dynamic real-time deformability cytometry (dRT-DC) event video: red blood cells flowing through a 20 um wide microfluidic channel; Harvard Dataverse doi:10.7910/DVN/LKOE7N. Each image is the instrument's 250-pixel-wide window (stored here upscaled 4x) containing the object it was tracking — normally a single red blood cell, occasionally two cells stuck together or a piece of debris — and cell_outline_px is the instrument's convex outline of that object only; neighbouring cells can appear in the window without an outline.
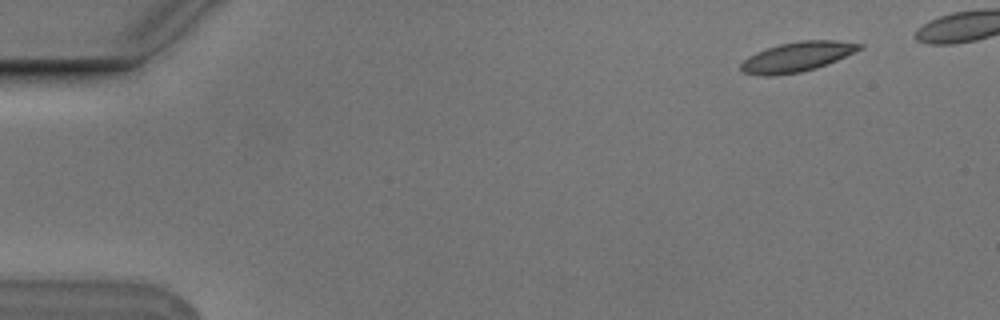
{"species": "Egyptian fruit bat (a non-hibernating species)", "species_latin": "Rousettus aegyptiacus", "temperature_condition": "cold", "stored_images_in_passage": 4, "segment_of_instrument_passage": [2, 2], "camera_frame_rate_fps": 3000, "um_per_image_px": 0.085, "animal": {"sex": "male"}, "frame": {"image": 1, "passage_image": 4, "time_ms": 1.0, "image_size_px": [1000, 320], "cell_outline_px": [[864, 48], [828, 64], [816, 68], [800, 72], [772, 76], [764, 76], [744, 72], [740, 68], [740, 64], [748, 56], [756, 52], [780, 44], [800, 40], [836, 40], [864, 44]], "centroid_in_image_um": [67.79, 4.82], "position_along_channel_um": 17.2, "area_um2": 20.58}}